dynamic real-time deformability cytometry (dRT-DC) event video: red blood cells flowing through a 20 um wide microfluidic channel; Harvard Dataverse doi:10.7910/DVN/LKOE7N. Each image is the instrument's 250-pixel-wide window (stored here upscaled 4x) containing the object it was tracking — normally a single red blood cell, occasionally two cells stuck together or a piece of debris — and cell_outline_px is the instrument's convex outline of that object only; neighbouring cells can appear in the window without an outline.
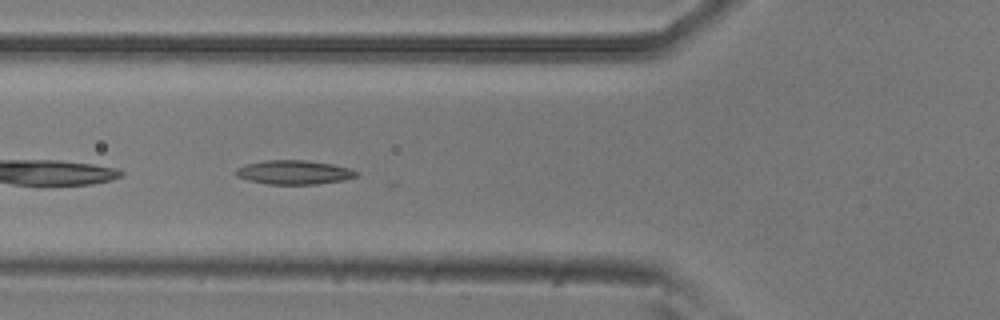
{"species": "common noctule bat (a hibernating species)", "species_latin": "Nyctalus noctula", "temperature_condition": "room temperature", "stored_images_in_passage": 29, "camera_frame_rate_fps": 3000, "um_per_image_px": 0.085, "animal": {"sex": "male", "body_mass_g": 20.5, "forearm_length_mm": 52.5}, "frame": {"image": 1, "passage_image": 4, "time_ms": 1.0, "image_size_px": [1000, 320], "cell_outline_px": [[360, 172], [356, 176], [344, 180], [316, 184], [268, 184], [248, 180], [236, 176], [232, 172], [236, 168], [244, 164], [264, 160], [308, 160], [332, 164], [348, 168]], "centroid_in_image_um": [24.94, 14.64], "position_along_channel_um": 100.9, "area_um2": 17.05}}
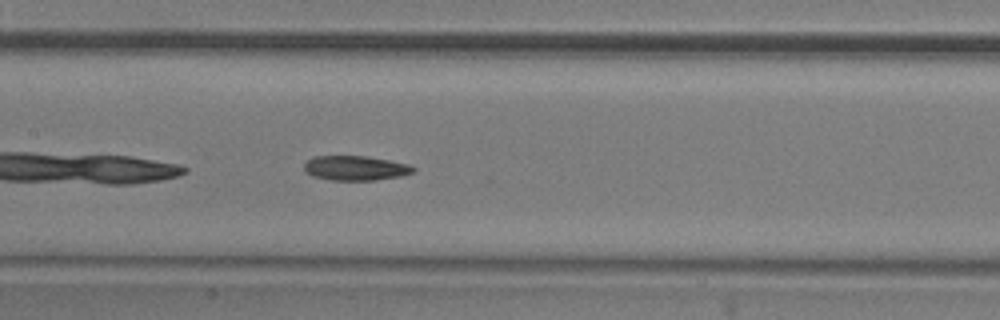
{"frame": {"image": 2, "passage_image": 10, "time_ms": 3.0, "image_size_px": [1000, 320], "cell_outline_px": [[416, 172], [400, 176], [376, 180], [328, 180], [312, 176], [304, 172], [304, 164], [308, 160], [316, 156], [364, 156], [388, 160], [408, 164], [416, 168]], "centroid_in_image_um": [30.21, 14.3], "position_along_channel_um": 177.2, "area_um2": 15.72}}
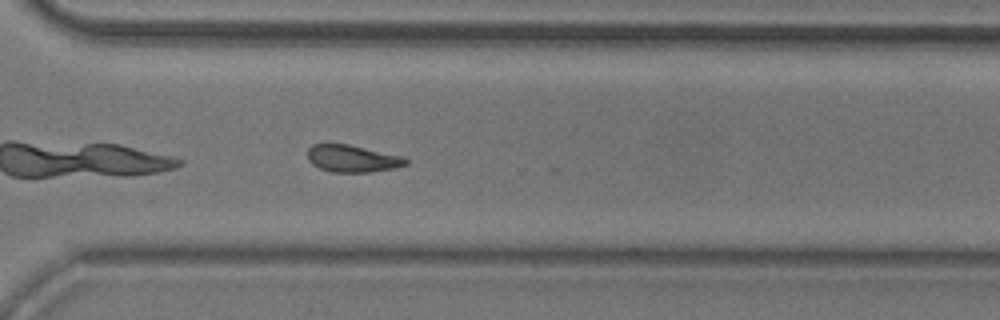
{"frame": {"image": 3, "passage_image": 23, "time_ms": 7.333, "image_size_px": [1000, 320], "cell_outline_px": [[408, 164], [396, 168], [372, 172], [332, 172], [320, 168], [312, 164], [308, 160], [308, 148], [312, 144], [348, 144], [404, 156], [408, 160]], "centroid_in_image_um": [29.98, 13.48], "position_along_channel_um": 340.6, "area_um2": 15.66}, "authors_computed_cell_mechanics": {"area_um2": 15.9528, "velocity_mm_per_s": 3.7855, "shape_relaxation_time_tau1_ms": 4.4167, "shape_relaxation_time_tau2_ms": null, "deformation_change_tau1": 0.1564, "deformation_change_tau2": null}}